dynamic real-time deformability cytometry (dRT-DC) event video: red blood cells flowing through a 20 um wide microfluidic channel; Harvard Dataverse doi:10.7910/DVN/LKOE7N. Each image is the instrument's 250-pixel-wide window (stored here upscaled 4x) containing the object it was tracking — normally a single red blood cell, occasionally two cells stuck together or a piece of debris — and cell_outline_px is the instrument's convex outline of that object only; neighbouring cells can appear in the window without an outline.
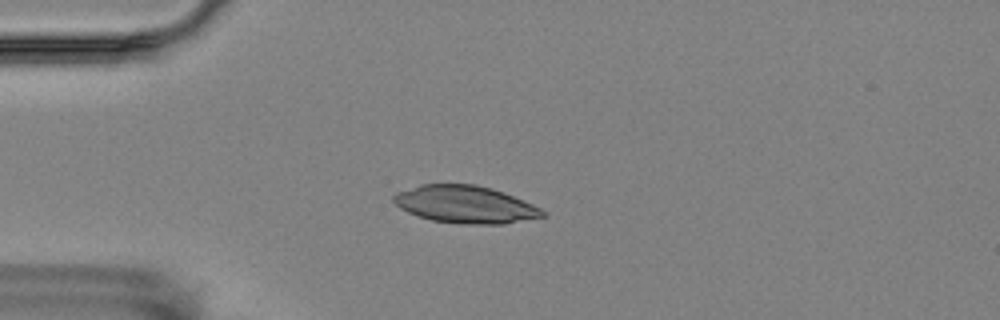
{"species": "Egyptian fruit bat (a non-hibernating species)", "species_latin": "Rousettus aegyptiacus", "temperature_condition": "room temperature", "stored_images_in_passage": 15, "camera_frame_rate_fps": 3000, "um_per_image_px": 0.085, "animal": {"sex": "female"}, "frame": {"image": 1, "passage_image": 4, "time_ms": 3.333, "image_size_px": [1000, 320], "cell_outline_px": [[544, 216], [504, 224], [460, 224], [432, 220], [408, 212], [400, 208], [392, 200], [392, 196], [396, 192], [420, 184], [476, 184], [492, 188], [504, 192], [532, 204], [540, 208], [544, 212]], "centroid_in_image_um": [39.52, 17.37], "position_along_channel_um": 45.5, "area_um2": 32.43}}
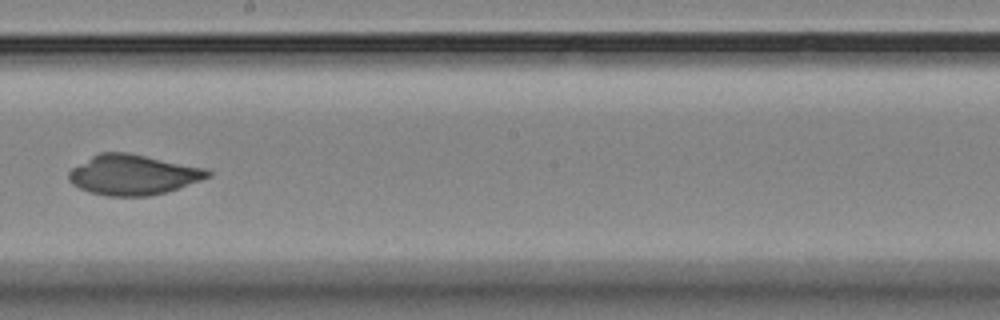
{"frame": {"image": 2, "passage_image": 9, "time_ms": 9.333, "image_size_px": [1000, 320], "cell_outline_px": [[212, 176], [164, 192], [148, 196], [108, 196], [92, 192], [80, 188], [72, 184], [68, 180], [68, 172], [72, 168], [92, 156], [100, 152], [128, 152], [208, 168], [212, 172]], "centroid_in_image_um": [11.32, 14.84], "position_along_channel_um": 236.9, "area_um2": 32.43}}
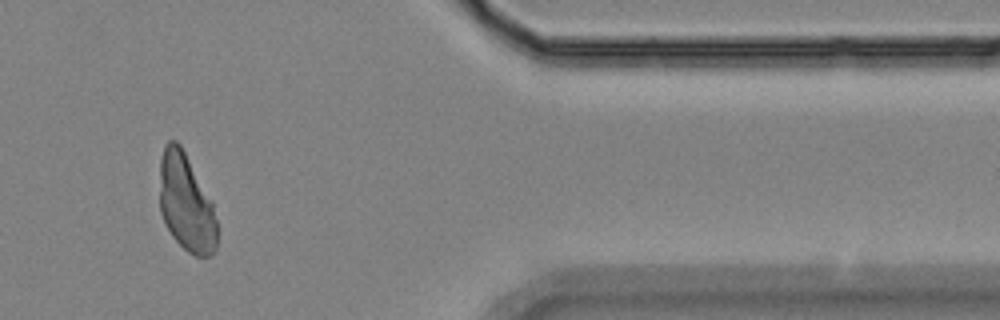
{"frame": {"image": 3, "passage_image": 13, "time_ms": 14.667, "image_size_px": [1000, 320], "cell_outline_px": [[216, 248], [208, 256], [196, 256], [188, 252], [172, 236], [164, 224], [160, 212], [160, 160], [164, 144], [168, 140], [176, 140], [180, 144], [212, 200], [216, 220]], "centroid_in_image_um": [15.8, 17.22], "position_along_channel_um": 395.6, "area_um2": 32.71}}